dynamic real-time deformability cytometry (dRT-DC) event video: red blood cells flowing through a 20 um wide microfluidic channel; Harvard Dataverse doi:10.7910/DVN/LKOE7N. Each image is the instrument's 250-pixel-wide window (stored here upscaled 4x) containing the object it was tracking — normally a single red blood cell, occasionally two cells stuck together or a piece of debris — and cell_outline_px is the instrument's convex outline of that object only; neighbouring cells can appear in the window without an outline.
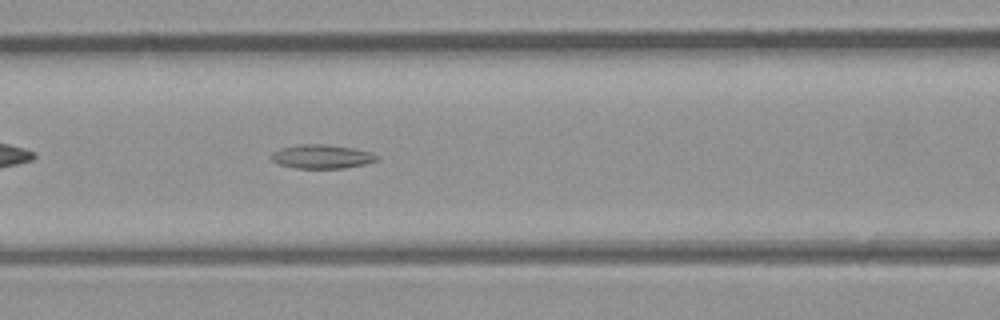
{"species": "common noctule bat (a hibernating species)", "species_latin": "Nyctalus noctula", "temperature_condition": "room temperature", "stored_images_in_passage": 34, "camera_frame_rate_fps": 3000, "um_per_image_px": 0.085, "animal": {"sex": "male", "body_mass_g": 23.1, "forearm_length_mm": 52.7}, "frame": {"image": 1, "passage_image": 8, "time_ms": 2.333, "image_size_px": [1000, 320], "cell_outline_px": [[380, 160], [364, 164], [344, 168], [296, 168], [276, 164], [268, 156], [272, 152], [280, 148], [296, 144], [320, 144], [352, 148], [372, 152], [380, 156]], "centroid_in_image_um": [27.32, 13.31], "position_along_channel_um": 139.3, "area_um2": 14.91}}
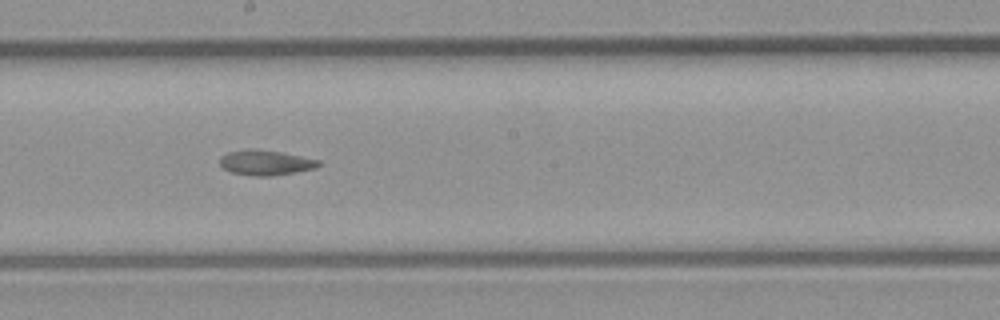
{"frame": {"image": 2, "passage_image": 14, "time_ms": 4.333, "image_size_px": [1000, 320], "cell_outline_px": [[320, 164], [316, 168], [272, 176], [256, 176], [232, 172], [224, 168], [220, 164], [220, 156], [228, 152], [248, 148], [256, 148], [280, 152], [320, 160]], "centroid_in_image_um": [22.56, 13.81], "position_along_channel_um": 225.6, "area_um2": 14.39}}
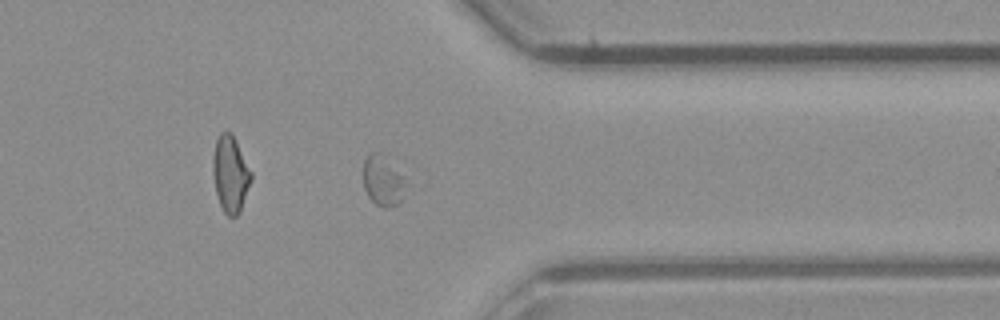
{"frame": {"image": 3, "passage_image": 25, "time_ms": 8.0, "image_size_px": [1000, 320], "cell_outline_px": [[408, 184], [400, 200], [396, 204], [388, 208], [384, 208], [376, 204], [368, 196], [364, 188], [364, 160], [372, 152], [380, 152]], "centroid_in_image_um": [32.53, 15.39], "position_along_channel_um": 378.9, "area_um2": 12.08}}